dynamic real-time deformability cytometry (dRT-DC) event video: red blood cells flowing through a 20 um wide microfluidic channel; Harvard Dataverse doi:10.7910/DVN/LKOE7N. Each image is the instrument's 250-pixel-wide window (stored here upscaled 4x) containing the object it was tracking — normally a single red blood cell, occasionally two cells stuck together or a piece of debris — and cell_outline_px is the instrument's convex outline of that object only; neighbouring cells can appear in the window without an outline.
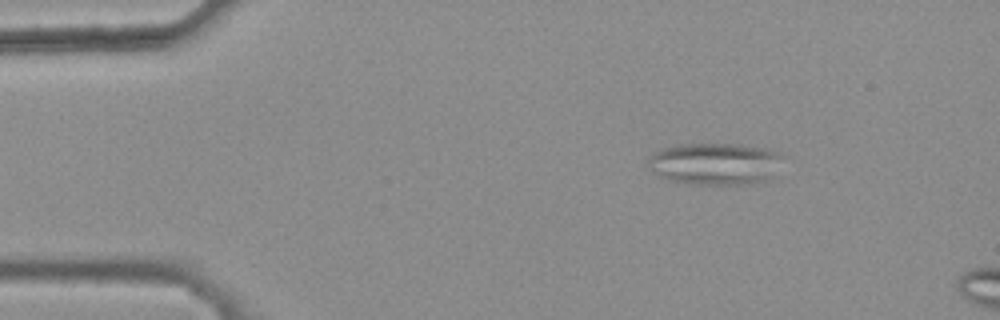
{"species": "common noctule bat (a hibernating species)", "species_latin": "Nyctalus noctula", "temperature_condition": "warm", "stored_images_in_passage": 12, "camera_frame_rate_fps": 3000, "um_per_image_px": 0.085, "animal": {"sex": "female", "body_mass_g": 25.1}, "frame": {"image": 1, "passage_image": 7, "time_ms": 2.0, "image_size_px": [1000, 320], "cell_outline_px": [[784, 156], [772, 176], [764, 180], [744, 184], [688, 184], [672, 180], [660, 176], [648, 168], [648, 160], [652, 152], [676, 144], [740, 144], [768, 148], [780, 152]], "centroid_in_image_um": [60.77, 13.9], "position_along_channel_um": 24.2, "area_um2": 33.06}}